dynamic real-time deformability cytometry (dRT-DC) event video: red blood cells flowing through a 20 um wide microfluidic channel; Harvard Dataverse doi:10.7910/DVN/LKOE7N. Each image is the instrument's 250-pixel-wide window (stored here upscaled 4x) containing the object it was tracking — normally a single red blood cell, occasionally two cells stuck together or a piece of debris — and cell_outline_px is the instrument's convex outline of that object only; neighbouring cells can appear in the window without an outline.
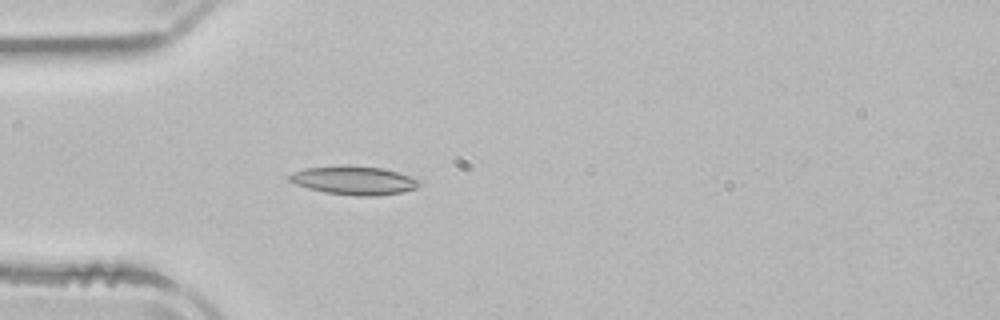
{"species": "common noctule bat (a hibernating species)", "species_latin": "Nyctalus noctula", "temperature_condition": "room temperature", "stored_images_in_passage": 3, "camera_frame_rate_fps": 3000, "um_per_image_px": 0.085, "animal": {"sex": "male", "body_mass_g": 21.5, "forearm_length_mm": 52.0}, "frame": {"image": 1, "passage_image": 3, "time_ms": 2.667, "image_size_px": [1000, 320], "cell_outline_px": [[420, 184], [416, 188], [400, 192], [376, 196], [356, 196], [324, 192], [308, 188], [296, 184], [288, 180], [288, 176], [292, 172], [304, 168], [340, 164], [348, 164], [380, 168], [396, 172], [420, 180]], "centroid_in_image_um": [30.02, 15.32], "position_along_channel_um": 55.0, "area_um2": 21.79}}